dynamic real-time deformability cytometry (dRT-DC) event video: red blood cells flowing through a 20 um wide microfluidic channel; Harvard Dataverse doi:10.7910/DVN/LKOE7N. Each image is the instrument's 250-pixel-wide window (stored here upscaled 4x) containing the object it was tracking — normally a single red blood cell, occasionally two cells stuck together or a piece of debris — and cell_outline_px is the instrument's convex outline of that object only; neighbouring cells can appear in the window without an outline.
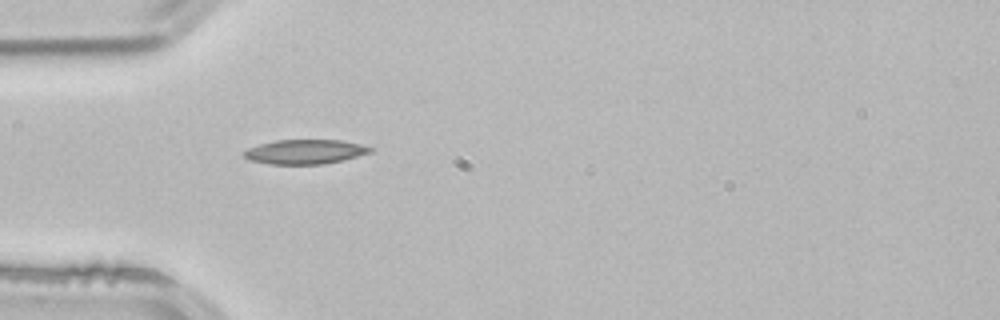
{"species": "common noctule bat (a hibernating species)", "species_latin": "Nyctalus noctula", "temperature_condition": "room temperature", "stored_images_in_passage": 34, "camera_frame_rate_fps": 3000, "um_per_image_px": 0.085, "animal": {"sex": "male", "body_mass_g": 21.5, "forearm_length_mm": 52.0}, "frame": {"image": 1, "passage_image": 1, "time_ms": 0.0, "image_size_px": [1000, 320], "cell_outline_px": [[372, 152], [324, 164], [268, 164], [248, 160], [244, 156], [244, 152], [248, 148], [260, 144], [276, 140], [340, 140], [360, 144], [372, 148]], "centroid_in_image_um": [25.89, 12.9], "position_along_channel_um": 59.1, "area_um2": 17.8}}
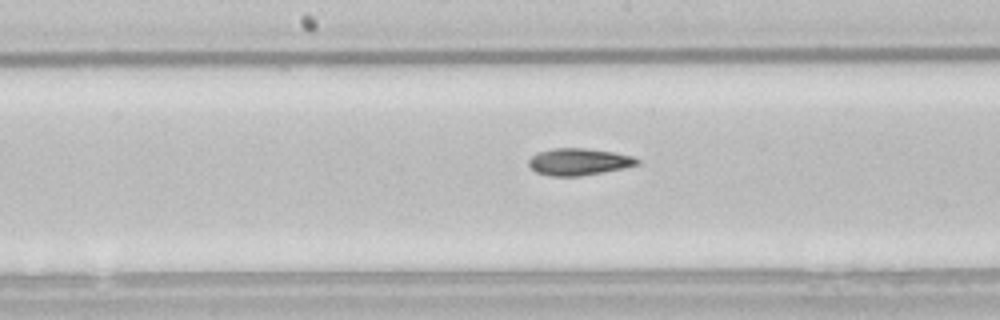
{"frame": {"image": 2, "passage_image": 12, "time_ms": 3.667, "image_size_px": [1000, 320], "cell_outline_px": [[640, 164], [624, 168], [604, 172], [580, 176], [548, 176], [536, 172], [528, 164], [528, 160], [536, 152], [552, 148], [584, 148], [612, 152], [632, 156], [640, 160]], "centroid_in_image_um": [49.18, 13.75], "position_along_channel_um": 199.0, "area_um2": 17.11}, "authors_computed_cell_mechanics": {"area_um2": 16.6464, "velocity_mm_per_s": 3.8805, "shape_relaxation_time_tau1_ms": 5.906, "shape_relaxation_time_tau2_ms": 6.1766, "deformation_change_tau1": 0.1611, "deformation_change_tau2": 0.1358}}